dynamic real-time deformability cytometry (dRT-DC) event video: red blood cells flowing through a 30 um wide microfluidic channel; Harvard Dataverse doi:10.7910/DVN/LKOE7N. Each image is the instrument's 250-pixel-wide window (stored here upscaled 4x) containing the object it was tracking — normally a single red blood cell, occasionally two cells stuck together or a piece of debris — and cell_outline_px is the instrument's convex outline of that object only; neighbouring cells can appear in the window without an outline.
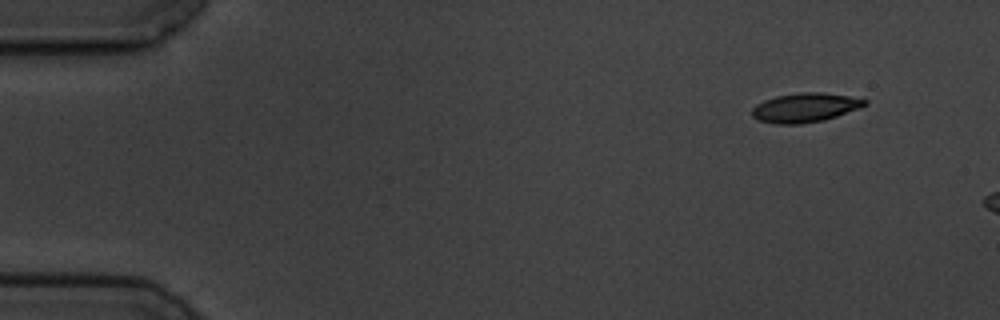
{"species": "common noctule bat (a hibernating species)", "species_latin": "Nyctalus noctula", "temperature_condition": "cold", "stored_images_in_passage": 4, "camera_frame_rate_fps": 3000, "um_per_image_px": 0.085, "animal": {"sex": "male", "body_mass_g": 19.5, "forearm_length_mm": 54.6}, "frame": {"image": 1, "passage_image": 1, "time_ms": 0.0, "image_size_px": [1000, 320], "cell_outline_px": [[868, 104], [860, 108], [824, 120], [800, 124], [776, 124], [760, 120], [752, 116], [752, 108], [756, 104], [764, 100], [776, 96], [800, 92], [820, 92], [848, 96], [868, 100]], "centroid_in_image_um": [68.43, 9.14], "position_along_channel_um": 16.6, "area_um2": 19.13}}